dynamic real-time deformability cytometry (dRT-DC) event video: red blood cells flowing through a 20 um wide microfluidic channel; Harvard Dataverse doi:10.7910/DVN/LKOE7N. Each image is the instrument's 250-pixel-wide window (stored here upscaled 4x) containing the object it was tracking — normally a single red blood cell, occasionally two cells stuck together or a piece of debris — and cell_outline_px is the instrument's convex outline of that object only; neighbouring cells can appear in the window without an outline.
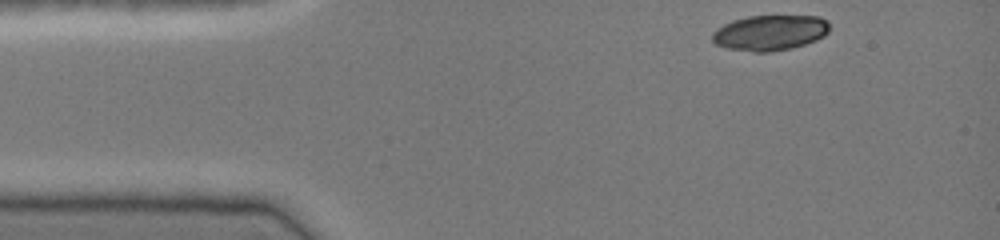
{"species": "common noctule bat (a hibernating species)", "species_latin": "Nyctalus noctula", "temperature_condition": "cold", "stored_images_in_passage": 36, "camera_frame_rate_fps": 3000, "um_per_image_px": 0.085, "animal": {"sex": "female", "body_mass_g": 19.0, "forearm_length_mm": 51.5}, "frame": {"image": 1, "passage_image": 1, "time_ms": 0.0, "image_size_px": [1000, 240], "cell_outline_px": [[828, 32], [824, 36], [816, 40], [792, 48], [768, 52], [752, 52], [728, 48], [716, 44], [712, 40], [712, 32], [724, 24], [732, 20], [748, 16], [820, 16], [828, 20]], "centroid_in_image_um": [65.45, 2.78], "position_along_channel_um": 19.6, "area_um2": 24.22}}
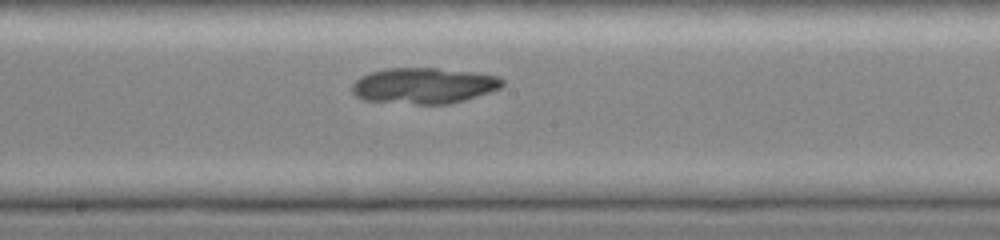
{"frame": {"image": 2, "passage_image": 20, "time_ms": 6.333, "image_size_px": [1000, 240], "cell_outline_px": [[504, 84], [500, 88], [452, 104], [416, 104], [364, 100], [356, 96], [352, 92], [352, 84], [360, 76], [372, 72], [388, 68], [436, 68], [476, 72], [500, 76], [504, 80]], "centroid_in_image_um": [36.04, 7.28], "position_along_channel_um": 212.2, "area_um2": 31.5}}
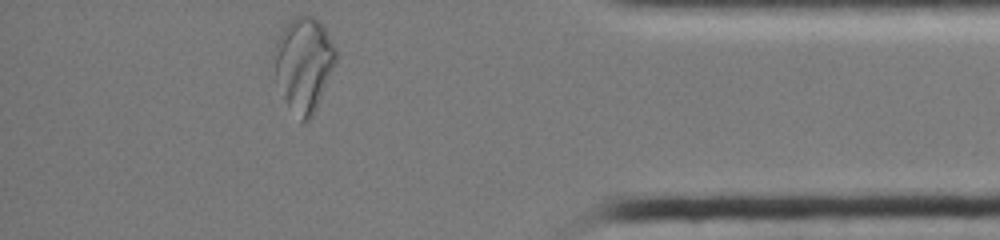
{"frame": {"image": 3, "passage_image": 36, "time_ms": 11.667, "image_size_px": [1000, 240], "cell_outline_px": [[336, 60], [316, 108], [312, 116], [308, 120], [300, 120], [288, 104], [276, 80], [272, 52], [276, 40], [288, 20], [296, 16], [312, 16], [324, 28], [336, 48]], "centroid_in_image_um": [25.79, 5.41], "position_along_channel_um": 409.4, "area_um2": 33.29}}